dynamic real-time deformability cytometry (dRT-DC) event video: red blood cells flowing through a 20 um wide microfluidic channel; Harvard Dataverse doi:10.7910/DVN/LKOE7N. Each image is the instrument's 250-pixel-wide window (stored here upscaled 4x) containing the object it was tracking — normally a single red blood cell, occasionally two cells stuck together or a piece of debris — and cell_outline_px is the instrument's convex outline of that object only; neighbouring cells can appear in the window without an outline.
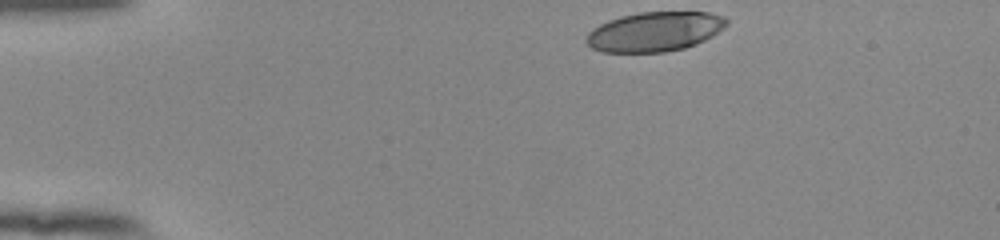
{"species": "human", "species_latin": "Homo sapiens", "temperature_condition": "room temperature", "stored_images_in_passage": 39, "camera_frame_rate_fps": 3000, "um_per_image_px": 0.085, "donor": {"sex": "female"}, "frame": {"image": 1, "passage_image": 1, "time_ms": 0.0, "image_size_px": [1000, 240], "cell_outline_px": [[728, 24], [724, 28], [712, 36], [696, 44], [684, 48], [664, 52], [600, 52], [592, 48], [584, 40], [588, 32], [592, 28], [608, 20], [620, 16], [640, 12], [708, 12], [724, 16], [728, 20]], "centroid_in_image_um": [55.63, 2.69], "position_along_channel_um": 29.4, "area_um2": 32.54}}
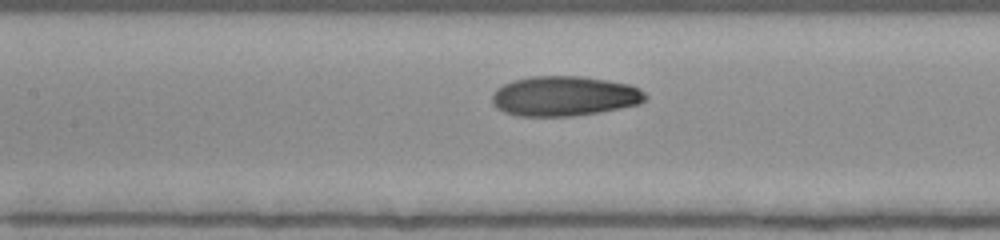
{"frame": {"image": 2, "passage_image": 17, "time_ms": 5.333, "image_size_px": [1000, 240], "cell_outline_px": [[648, 100], [640, 104], [600, 112], [572, 116], [520, 116], [504, 112], [496, 108], [492, 104], [492, 96], [496, 88], [504, 84], [516, 80], [532, 76], [580, 76], [628, 84], [640, 88], [648, 96]], "centroid_in_image_um": [47.98, 8.18], "position_along_channel_um": 159.4, "area_um2": 35.72}}
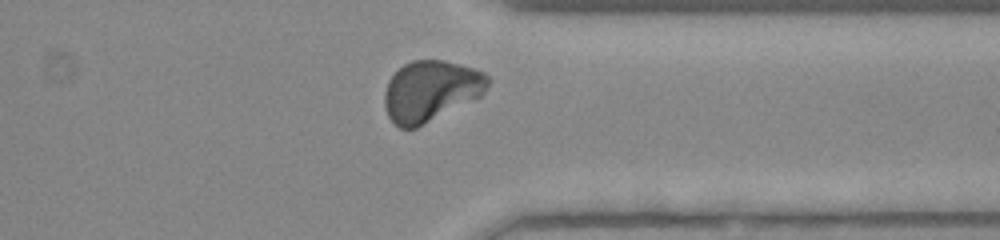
{"frame": {"image": 3, "passage_image": 34, "time_ms": 11.0, "image_size_px": [1000, 240], "cell_outline_px": [[492, 80], [484, 92], [480, 96], [416, 128], [400, 128], [388, 116], [384, 104], [384, 92], [388, 80], [404, 64], [412, 60], [444, 60], [460, 64], [484, 72]], "centroid_in_image_um": [36.61, 7.71], "position_along_channel_um": 374.8, "area_um2": 36.41}, "authors_computed_cell_mechanics": {"area_um2": 35.2002, "velocity_mm_per_s": 3.8258, "shape_relaxation_time_tau1_ms": 4.302, "shape_relaxation_time_tau2_ms": 1.3873, "deformation_change_tau1": 0.2023, "deformation_change_tau2": 0.0559}}